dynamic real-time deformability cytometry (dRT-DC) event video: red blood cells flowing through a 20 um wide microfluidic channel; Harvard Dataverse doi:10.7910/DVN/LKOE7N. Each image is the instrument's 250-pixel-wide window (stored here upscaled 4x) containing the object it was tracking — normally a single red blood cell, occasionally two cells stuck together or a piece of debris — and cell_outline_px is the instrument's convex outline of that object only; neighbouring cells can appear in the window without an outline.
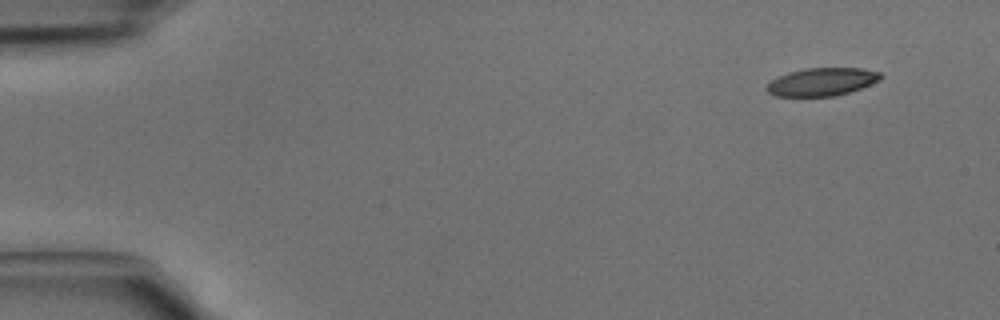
{"species": "common noctule bat (a hibernating species)", "species_latin": "Nyctalus noctula", "temperature_condition": "cold", "stored_images_in_passage": 41, "camera_frame_rate_fps": 3000, "um_per_image_px": 0.085, "animal": {"sex": "male", "body_mass_g": 15.6}, "frame": {"image": 1, "passage_image": 1, "time_ms": 0.0, "image_size_px": [1000, 320], "cell_outline_px": [[880, 80], [860, 88], [848, 92], [832, 96], [776, 96], [768, 92], [764, 88], [772, 80], [788, 72], [808, 68], [860, 68], [880, 72]], "centroid_in_image_um": [69.83, 6.95], "position_along_channel_um": 15.2, "area_um2": 18.26}}
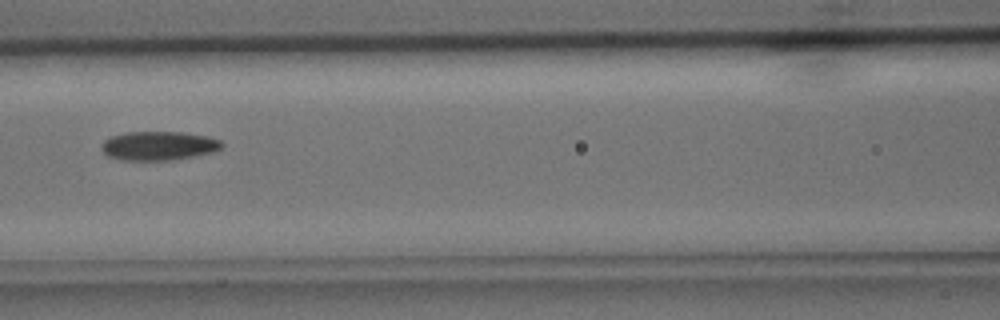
{"frame": {"image": 2, "passage_image": 17, "time_ms": 5.333, "image_size_px": [1000, 320], "cell_outline_px": [[224, 144], [220, 148], [212, 152], [196, 156], [172, 160], [120, 160], [108, 156], [100, 148], [104, 140], [112, 136], [124, 132], [180, 132], [204, 136], [220, 140]], "centroid_in_image_um": [13.45, 12.4], "position_along_channel_um": 153.1, "area_um2": 20.23}}
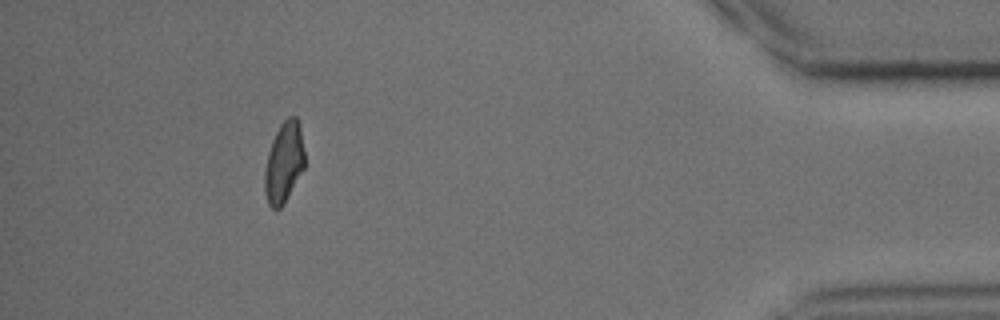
{"frame": {"image": 3, "passage_image": 37, "time_ms": 12.0, "image_size_px": [1000, 320], "cell_outline_px": [[304, 168], [284, 204], [280, 208], [272, 208], [268, 204], [264, 192], [264, 168], [268, 152], [272, 140], [280, 124], [288, 116], [296, 116], [300, 128], [304, 152]], "centroid_in_image_um": [24.11, 13.82], "position_along_channel_um": 411.1, "area_um2": 18.84}}